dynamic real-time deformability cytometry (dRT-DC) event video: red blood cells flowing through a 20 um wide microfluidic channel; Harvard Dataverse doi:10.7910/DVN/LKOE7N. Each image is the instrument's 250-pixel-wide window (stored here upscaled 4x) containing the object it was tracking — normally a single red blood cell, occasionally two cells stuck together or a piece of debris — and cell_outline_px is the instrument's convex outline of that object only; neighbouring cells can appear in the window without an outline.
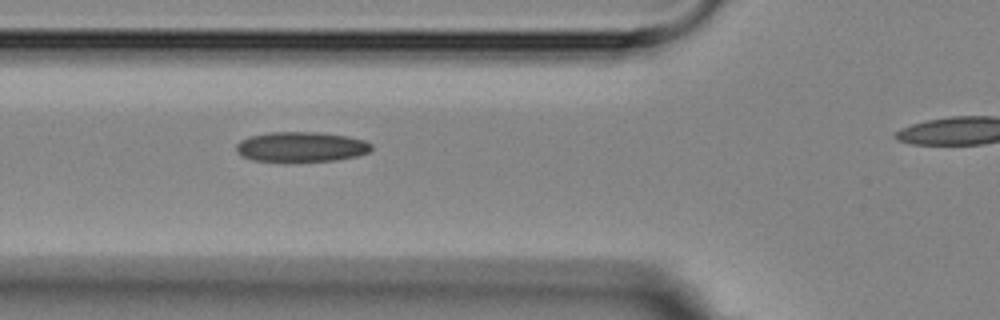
{"species": "Egyptian fruit bat (a non-hibernating species)", "species_latin": "Rousettus aegyptiacus", "temperature_condition": "room temperature", "stored_images_in_passage": 10, "camera_frame_rate_fps": 3000, "um_per_image_px": 0.085, "animal": {"sex": "female"}, "frame": {"image": 1, "passage_image": 4, "time_ms": 4.0, "image_size_px": [1000, 320], "cell_outline_px": [[372, 148], [368, 152], [356, 156], [336, 160], [288, 164], [284, 164], [252, 160], [240, 156], [236, 152], [236, 144], [240, 140], [248, 136], [268, 132], [316, 132], [348, 136], [364, 140], [372, 144]], "centroid_in_image_um": [25.52, 12.52], "position_along_channel_um": 100.3, "area_um2": 24.68}}
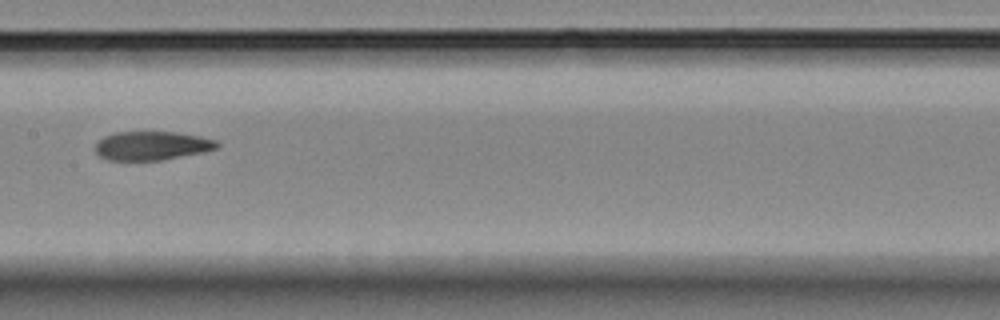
{"frame": {"image": 2, "passage_image": 7, "time_ms": 8.667, "image_size_px": [1000, 320], "cell_outline_px": [[220, 148], [204, 152], [160, 160], [108, 160], [100, 156], [96, 152], [96, 144], [104, 136], [112, 132], [176, 132], [200, 136], [216, 140], [220, 144]], "centroid_in_image_um": [12.94, 12.38], "position_along_channel_um": 194.5, "area_um2": 20.46}}
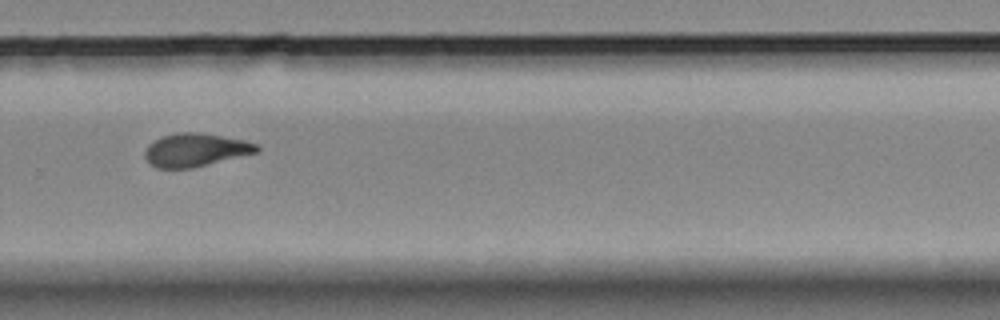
{"frame": {"image": 3, "passage_image": 10, "time_ms": 12.0, "image_size_px": [1000, 320], "cell_outline_px": [[260, 152], [192, 168], [156, 168], [144, 156], [144, 152], [148, 144], [152, 140], [160, 136], [176, 132], [200, 132], [244, 140], [256, 144], [260, 148]], "centroid_in_image_um": [16.61, 12.73], "position_along_channel_um": 313.2, "area_um2": 21.85}}